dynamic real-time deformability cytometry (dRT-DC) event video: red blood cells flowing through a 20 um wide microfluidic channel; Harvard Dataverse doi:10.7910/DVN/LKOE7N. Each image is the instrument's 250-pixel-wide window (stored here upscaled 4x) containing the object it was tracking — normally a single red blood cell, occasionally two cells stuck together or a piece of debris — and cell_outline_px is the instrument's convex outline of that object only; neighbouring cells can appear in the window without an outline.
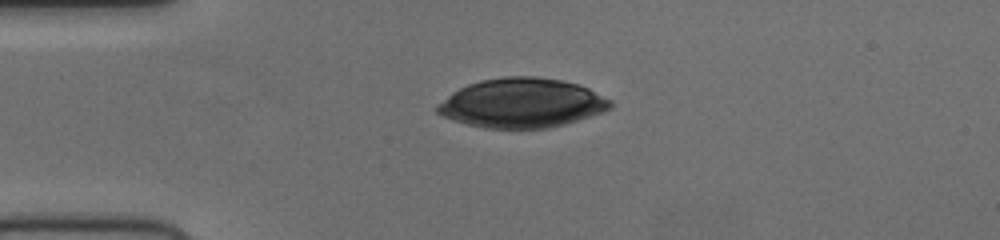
{"species": "human", "species_latin": "Homo sapiens", "temperature_condition": "cold", "stored_images_in_passage": 41, "camera_frame_rate_fps": 3000, "um_per_image_px": 0.085, "donor": {"sex": "female"}, "frame": {"image": 1, "passage_image": 1, "time_ms": 0.0, "image_size_px": [1000, 240], "cell_outline_px": [[612, 108], [604, 112], [564, 124], [548, 128], [484, 128], [452, 120], [436, 112], [436, 108], [452, 92], [468, 84], [480, 80], [504, 76], [536, 76], [560, 80], [576, 84], [588, 88], [612, 100]], "centroid_in_image_um": [44.38, 8.75], "position_along_channel_um": 40.6, "area_um2": 49.59}}
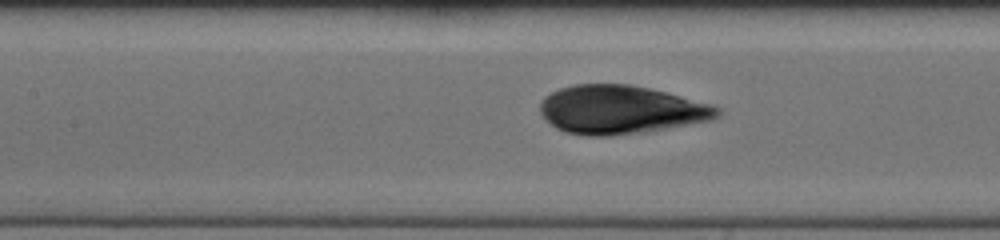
{"frame": {"image": 2, "passage_image": 12, "time_ms": 3.667, "image_size_px": [1000, 240], "cell_outline_px": [[720, 112], [716, 116], [708, 120], [644, 132], [612, 136], [588, 136], [564, 132], [556, 128], [540, 112], [540, 100], [544, 96], [560, 88], [576, 84], [628, 84], [648, 88], [712, 104], [720, 108]], "centroid_in_image_um": [52.71, 9.32], "position_along_channel_um": 154.7, "area_um2": 49.65}}
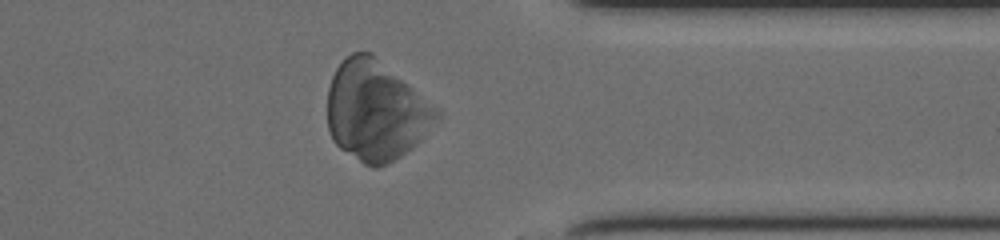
{"frame": {"image": 3, "passage_image": 30, "time_ms": 9.667, "image_size_px": [1000, 240], "cell_outline_px": [[440, 116], [420, 140], [412, 148], [388, 164], [376, 168], [372, 168], [364, 164], [340, 148], [332, 140], [328, 128], [328, 88], [332, 76], [336, 68], [352, 52], [372, 52], [440, 108]], "centroid_in_image_um": [31.97, 9.41], "position_along_channel_um": 379.4, "area_um2": 63.75}}